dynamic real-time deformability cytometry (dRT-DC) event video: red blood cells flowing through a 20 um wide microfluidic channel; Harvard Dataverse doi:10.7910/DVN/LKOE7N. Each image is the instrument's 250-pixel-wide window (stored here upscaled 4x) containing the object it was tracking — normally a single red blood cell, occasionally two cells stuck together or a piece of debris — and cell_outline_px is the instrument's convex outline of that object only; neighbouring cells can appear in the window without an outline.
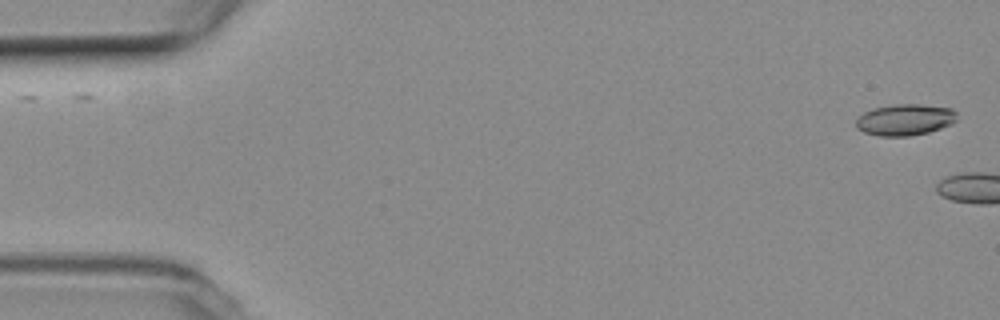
{"species": "common noctule bat (a hibernating species)", "species_latin": "Nyctalus noctula", "temperature_condition": "room temperature", "stored_images_in_passage": 4, "camera_frame_rate_fps": 3000, "um_per_image_px": 0.085, "animal": {"sex": "female", "body_mass_g": 19.3, "forearm_length_mm": 54.1}, "frame": {"image": 1, "passage_image": 1, "time_ms": 0.0, "image_size_px": [1000, 320], "cell_outline_px": [[956, 120], [952, 124], [928, 132], [908, 136], [880, 136], [864, 132], [856, 128], [856, 120], [864, 112], [872, 108], [892, 104], [920, 104], [952, 108], [956, 112]], "centroid_in_image_um": [76.92, 10.17], "position_along_channel_um": 8.1, "area_um2": 18.5}}